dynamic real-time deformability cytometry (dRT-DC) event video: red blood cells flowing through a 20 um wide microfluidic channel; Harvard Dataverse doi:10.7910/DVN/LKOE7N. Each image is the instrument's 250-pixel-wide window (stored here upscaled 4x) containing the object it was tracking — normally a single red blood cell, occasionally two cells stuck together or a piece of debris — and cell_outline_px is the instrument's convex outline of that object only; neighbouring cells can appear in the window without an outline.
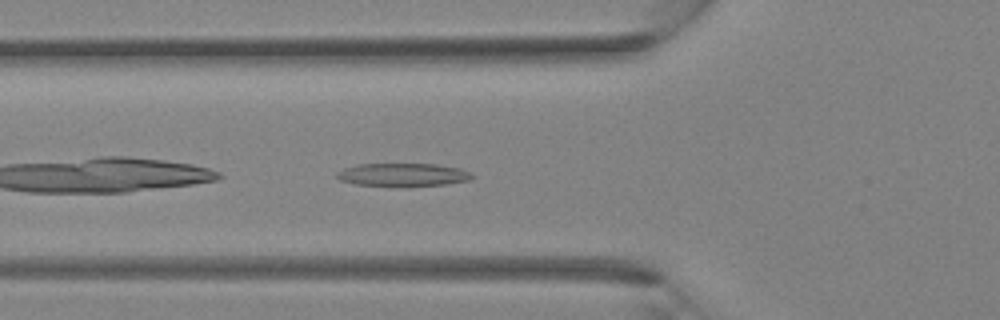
{"species": "Egyptian fruit bat (a non-hibernating species)", "species_latin": "Rousettus aegyptiacus", "temperature_condition": "room temperature", "stored_images_in_passage": 26, "camera_frame_rate_fps": 3000, "um_per_image_px": 0.085, "animal": {"sex": "female"}, "frame": {"image": 1, "passage_image": 2, "time_ms": 0.333, "image_size_px": [1000, 320], "cell_outline_px": [[476, 176], [468, 180], [448, 184], [356, 184], [340, 180], [336, 176], [336, 172], [344, 168], [360, 164], [436, 164], [460, 168]], "centroid_in_image_um": [34.26, 14.81], "position_along_channel_um": 91.5, "area_um2": 17.34}}
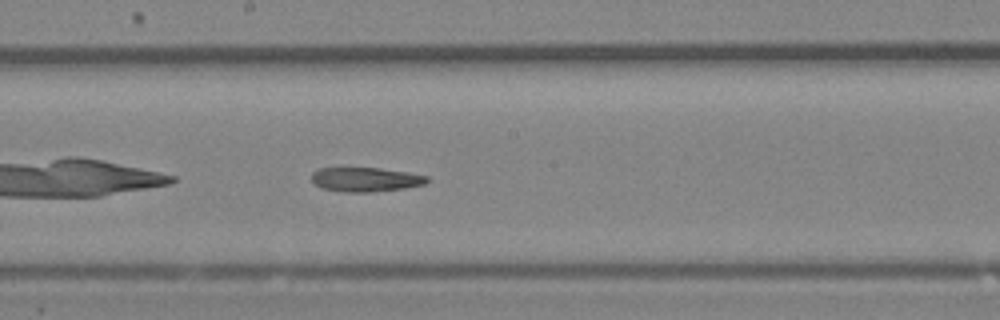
{"frame": {"image": 2, "passage_image": 9, "time_ms": 2.667, "image_size_px": [1000, 320], "cell_outline_px": [[428, 180], [424, 184], [404, 188], [368, 192], [344, 192], [320, 188], [312, 180], [312, 172], [316, 168], [380, 168], [408, 172], [428, 176]], "centroid_in_image_um": [31.04, 15.25], "position_along_channel_um": 217.2, "area_um2": 16.3}}
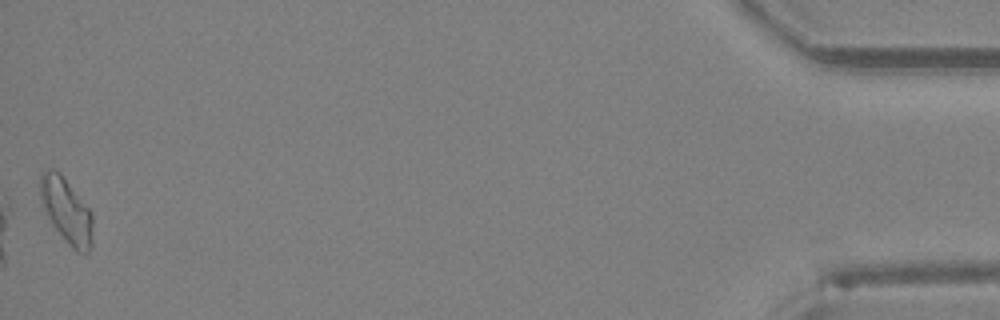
{"frame": {"image": 3, "passage_image": 26, "time_ms": 8.333, "image_size_px": [1000, 320], "cell_outline_px": [[92, 244], [88, 252], [76, 252], [68, 244], [52, 224], [44, 208], [40, 196], [40, 176], [44, 172], [60, 172], [92, 212]], "centroid_in_image_um": [5.68, 17.95], "position_along_channel_um": 429.5, "area_um2": 19.42}}